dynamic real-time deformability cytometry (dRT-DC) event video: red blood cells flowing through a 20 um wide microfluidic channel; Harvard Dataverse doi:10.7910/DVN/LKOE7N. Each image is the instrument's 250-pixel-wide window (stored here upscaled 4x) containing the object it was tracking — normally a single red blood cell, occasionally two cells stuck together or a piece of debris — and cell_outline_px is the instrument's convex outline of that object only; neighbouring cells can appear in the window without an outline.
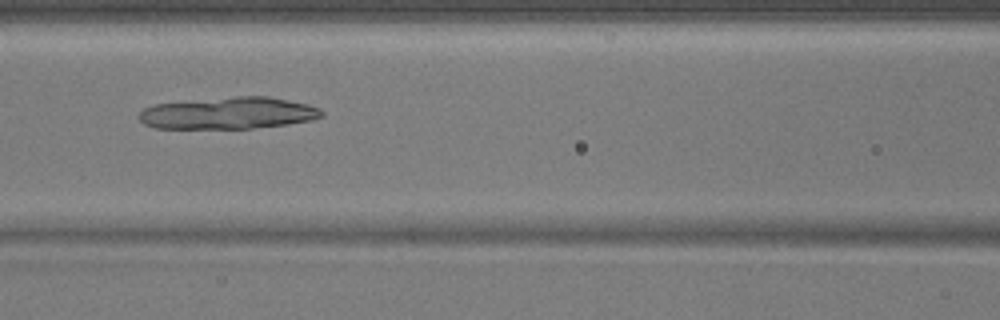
{"species": "common noctule bat (a hibernating species)", "species_latin": "Nyctalus noctula", "temperature_condition": "warm", "stored_images_in_passage": 51, "camera_frame_rate_fps": 3000, "um_per_image_px": 0.085, "animal": {"sex": "male", "body_mass_g": 17.9}, "frame": {"image": 1, "passage_image": 23, "time_ms": 7.333, "image_size_px": [1000, 320], "cell_outline_px": [[324, 116], [312, 120], [288, 124], [252, 128], [156, 128], [144, 124], [136, 116], [144, 108], [152, 104], [236, 96], [268, 96], [308, 104], [320, 108], [324, 112]], "centroid_in_image_um": [19.42, 9.61], "position_along_channel_um": 147.2, "area_um2": 34.04}}
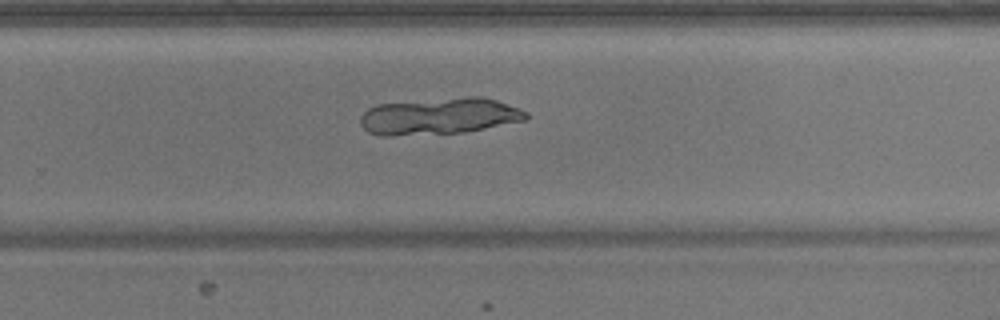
{"frame": {"image": 2, "passage_image": 34, "time_ms": 11.0, "image_size_px": [1000, 320], "cell_outline_px": [[528, 116], [524, 120], [464, 132], [392, 136], [380, 136], [368, 132], [360, 124], [360, 116], [368, 108], [376, 104], [472, 96], [480, 96], [496, 100], [520, 108], [528, 112]], "centroid_in_image_um": [37.3, 9.87], "position_along_channel_um": 292.5, "area_um2": 35.32}}
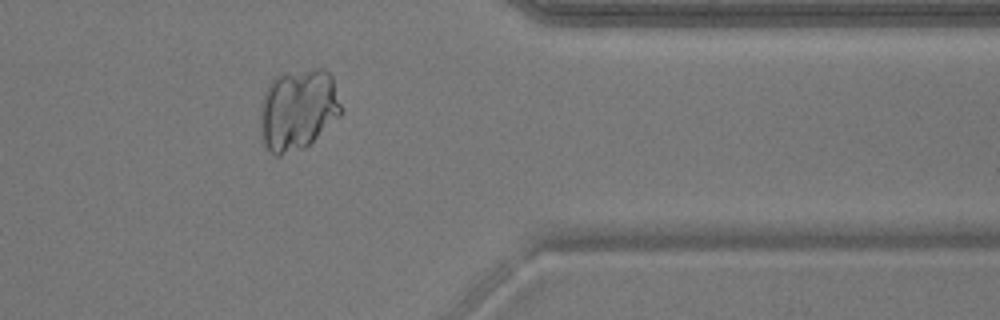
{"frame": {"image": 3, "passage_image": 42, "time_ms": 13.667, "image_size_px": [1000, 320], "cell_outline_px": [[344, 112], [340, 116], [308, 144], [300, 148], [280, 156], [276, 156], [268, 152], [264, 144], [260, 132], [260, 108], [264, 92], [268, 84], [276, 76], [312, 68], [324, 68], [332, 76], [344, 108]], "centroid_in_image_um": [25.34, 9.3], "position_along_channel_um": 386.1, "area_um2": 38.61}}